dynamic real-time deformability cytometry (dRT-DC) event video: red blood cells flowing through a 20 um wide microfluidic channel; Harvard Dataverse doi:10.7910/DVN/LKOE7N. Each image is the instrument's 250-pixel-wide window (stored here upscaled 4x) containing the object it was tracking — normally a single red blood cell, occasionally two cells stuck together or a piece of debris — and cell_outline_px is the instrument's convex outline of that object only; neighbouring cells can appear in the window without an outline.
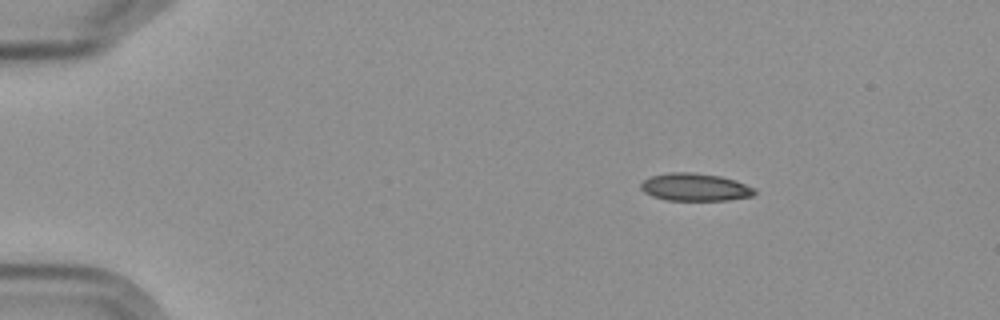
{"species": "Egyptian fruit bat (a non-hibernating species)", "species_latin": "Rousettus aegyptiacus", "temperature_condition": "cold", "stored_images_in_passage": 9, "camera_frame_rate_fps": 3000, "um_per_image_px": 0.085, "frame": {"image": 1, "passage_image": 3, "time_ms": 2.333, "image_size_px": [1000, 320], "cell_outline_px": [[756, 192], [752, 196], [728, 200], [668, 200], [652, 196], [644, 192], [640, 188], [640, 184], [644, 180], [652, 176], [668, 172], [692, 172], [720, 176], [736, 180], [756, 188]], "centroid_in_image_um": [59.09, 15.9], "position_along_channel_um": 25.9, "area_um2": 18.38}}
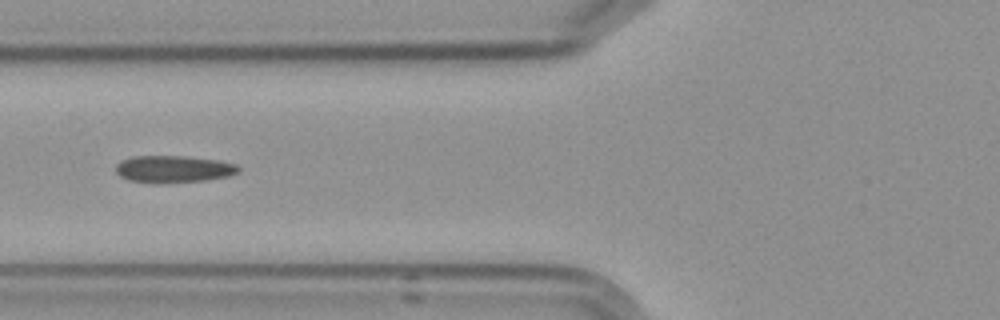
{"frame": {"image": 2, "passage_image": 7, "time_ms": 7.0, "image_size_px": [1000, 320], "cell_outline_px": [[240, 172], [228, 176], [204, 180], [156, 184], [128, 180], [120, 176], [116, 172], [116, 164], [120, 160], [132, 156], [184, 156], [220, 160], [236, 164], [240, 168]], "centroid_in_image_um": [14.73, 14.37], "position_along_channel_um": 111.1, "area_um2": 19.59}}
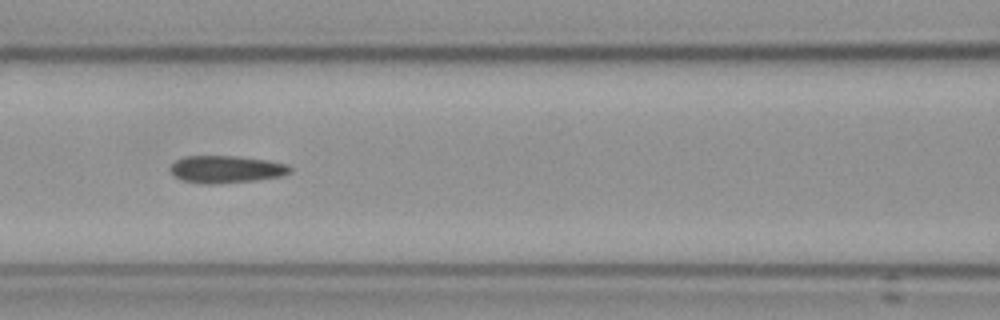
{"frame": {"image": 3, "passage_image": 8, "time_ms": 8.0, "image_size_px": [1000, 320], "cell_outline_px": [[292, 172], [284, 176], [256, 180], [216, 184], [200, 184], [180, 180], [168, 168], [176, 160], [184, 156], [236, 156], [268, 160], [288, 164], [292, 168]], "centroid_in_image_um": [19.25, 14.39], "position_along_channel_um": 147.4, "area_um2": 19.36}}